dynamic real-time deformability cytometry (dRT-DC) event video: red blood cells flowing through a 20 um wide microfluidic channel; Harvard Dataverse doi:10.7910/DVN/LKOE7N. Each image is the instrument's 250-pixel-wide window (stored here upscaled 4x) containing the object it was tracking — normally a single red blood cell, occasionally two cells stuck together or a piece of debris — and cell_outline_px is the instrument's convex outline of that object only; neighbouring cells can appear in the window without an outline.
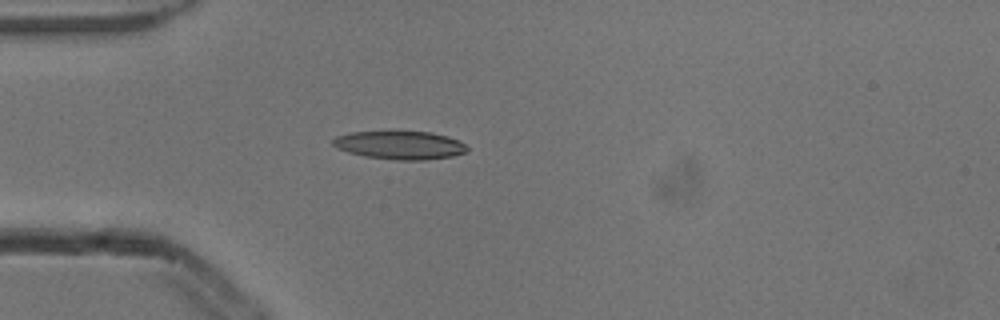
{"species": "common noctule bat (a hibernating species)", "species_latin": "Nyctalus noctula", "temperature_condition": "cold", "stored_images_in_passage": 5, "camera_frame_rate_fps": 3000, "um_per_image_px": 0.085, "animal": {"sex": "male", "body_mass_g": 13.3}, "frame": {"image": 1, "passage_image": 5, "time_ms": 1.333, "image_size_px": [1000, 320], "cell_outline_px": [[468, 152], [452, 156], [424, 160], [396, 160], [364, 156], [348, 152], [336, 148], [332, 144], [332, 140], [336, 136], [352, 132], [432, 132], [448, 136], [464, 144], [468, 148]], "centroid_in_image_um": [33.99, 12.34], "position_along_channel_um": 51.0, "area_um2": 22.02}}